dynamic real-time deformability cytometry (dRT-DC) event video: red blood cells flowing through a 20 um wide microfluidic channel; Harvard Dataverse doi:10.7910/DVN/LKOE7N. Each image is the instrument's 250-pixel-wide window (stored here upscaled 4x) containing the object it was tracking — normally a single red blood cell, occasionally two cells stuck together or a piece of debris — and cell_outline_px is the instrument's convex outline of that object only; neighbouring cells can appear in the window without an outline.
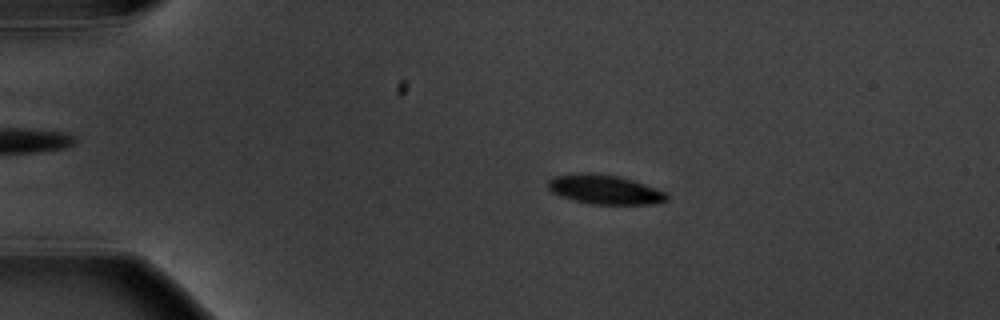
{"species": "common noctule bat (a hibernating species)", "species_latin": "Nyctalus noctula", "temperature_condition": "warm", "stored_images_in_passage": 5, "camera_frame_rate_fps": 3000, "um_per_image_px": 0.085, "animal": {"sex": "male", "body_mass_g": 20.1, "forearm_length_mm": 53.5}, "frame": {"image": 1, "passage_image": 2, "time_ms": 2.0, "image_size_px": [1000, 320], "cell_outline_px": [[668, 200], [660, 204], [592, 204], [560, 196], [552, 192], [548, 188], [548, 180], [556, 176], [580, 172], [616, 176], [632, 180], [668, 192]], "centroid_in_image_um": [51.45, 16.12], "position_along_channel_um": 33.6, "area_um2": 20.17}}
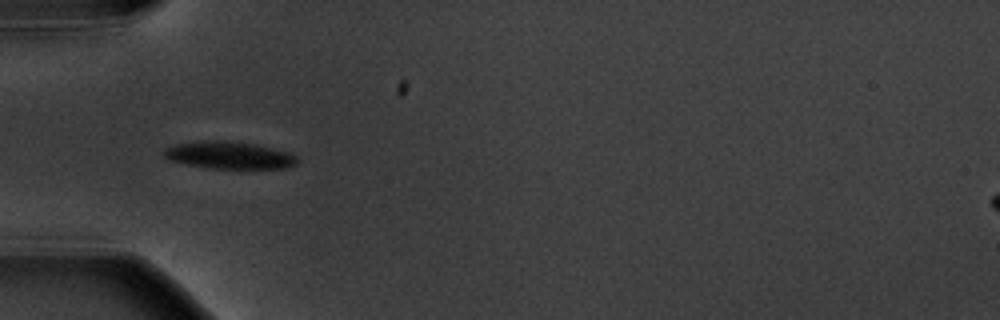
{"frame": {"image": 2, "passage_image": 4, "time_ms": 4.333, "image_size_px": [1000, 320], "cell_outline_px": [[300, 160], [296, 164], [288, 168], [212, 168], [188, 164], [168, 160], [164, 156], [164, 148], [176, 144], [204, 140], [224, 140], [256, 144], [288, 152], [296, 156]], "centroid_in_image_um": [19.5, 13.18], "position_along_channel_um": 65.5, "area_um2": 21.15}}